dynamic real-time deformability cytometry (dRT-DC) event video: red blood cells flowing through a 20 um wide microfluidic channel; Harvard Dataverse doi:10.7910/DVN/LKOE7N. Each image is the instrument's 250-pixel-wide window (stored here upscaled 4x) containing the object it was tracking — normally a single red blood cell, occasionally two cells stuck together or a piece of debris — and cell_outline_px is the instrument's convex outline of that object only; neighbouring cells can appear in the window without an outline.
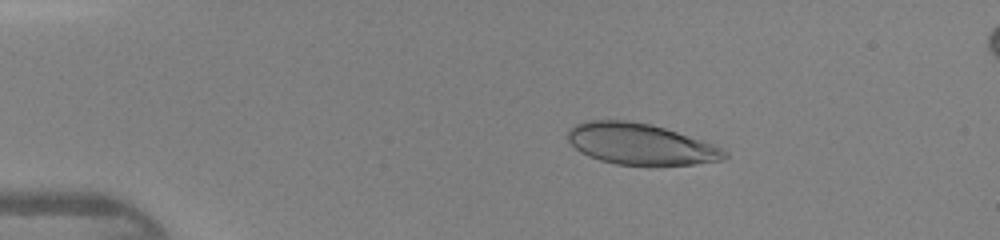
{"species": "human", "species_latin": "Homo sapiens", "temperature_condition": "warm", "stored_images_in_passage": 41, "camera_frame_rate_fps": 3000, "um_per_image_px": 0.085, "donor": {"sex": "female"}, "frame": {"image": 1, "passage_image": 4, "time_ms": 1.0, "image_size_px": [1000, 240], "cell_outline_px": [[728, 156], [720, 160], [692, 164], [616, 164], [600, 160], [588, 156], [580, 152], [568, 140], [568, 128], [576, 124], [588, 120], [628, 120], [652, 124], [704, 140], [728, 152]], "centroid_in_image_um": [54.41, 12.22], "position_along_channel_um": 30.6, "area_um2": 37.34}}
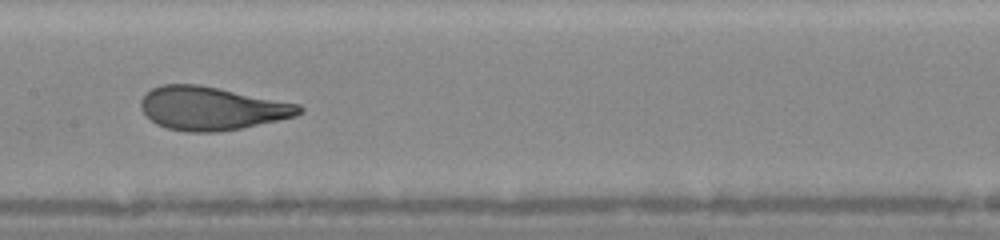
{"frame": {"image": 2, "passage_image": 19, "time_ms": 6.0, "image_size_px": [1000, 240], "cell_outline_px": [[304, 112], [296, 116], [240, 128], [216, 132], [184, 132], [168, 128], [156, 124], [140, 108], [140, 100], [144, 92], [160, 84], [200, 84], [300, 104], [304, 108]], "centroid_in_image_um": [17.97, 9.2], "position_along_channel_um": 189.4, "area_um2": 40.17}}
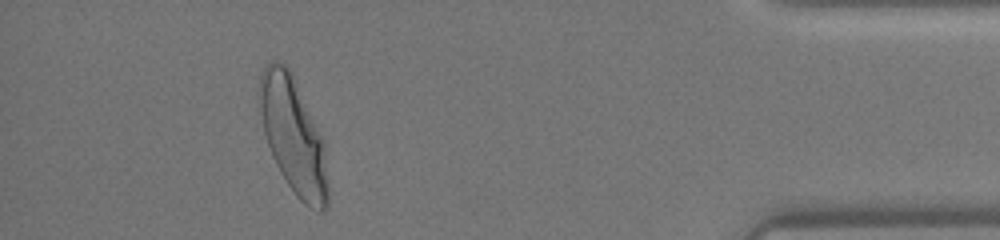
{"frame": {"image": 3, "passage_image": 37, "time_ms": 12.0, "image_size_px": [1000, 240], "cell_outline_px": [[328, 208], [324, 212], [320, 212], [304, 204], [296, 196], [280, 172], [272, 156], [264, 132], [256, 96], [256, 88], [260, 76], [264, 68], [272, 60], [276, 60], [284, 64], [292, 72], [324, 140], [328, 180]], "centroid_in_image_um": [24.92, 11.51], "position_along_channel_um": 410.3, "area_um2": 46.93}}